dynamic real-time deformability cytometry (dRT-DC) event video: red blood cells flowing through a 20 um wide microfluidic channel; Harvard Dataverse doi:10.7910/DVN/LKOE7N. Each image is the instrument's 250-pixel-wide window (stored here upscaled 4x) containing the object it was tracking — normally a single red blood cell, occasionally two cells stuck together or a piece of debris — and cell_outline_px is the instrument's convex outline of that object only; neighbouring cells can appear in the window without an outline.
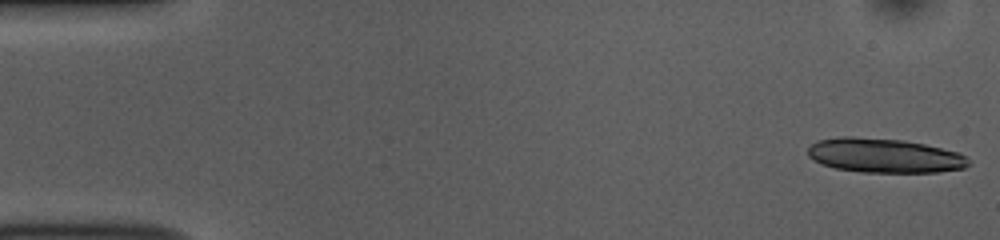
{"species": "common noctule bat (a hibernating species)", "species_latin": "Nyctalus noctula", "temperature_condition": "room temperature", "stored_images_in_passage": 51, "camera_frame_rate_fps": 3000, "um_per_image_px": 0.085, "animal": {"sex": "female", "body_mass_g": 10.0, "forearm_length_mm": 53.1}, "frame": {"image": 1, "passage_image": 1, "time_ms": 0.0, "image_size_px": [1000, 240], "cell_outline_px": [[972, 164], [964, 168], [936, 172], [860, 172], [836, 168], [820, 164], [808, 156], [808, 148], [816, 140], [844, 136], [852, 136], [904, 140], [924, 144], [960, 152]], "centroid_in_image_um": [75.16, 13.22], "position_along_channel_um": 9.8, "area_um2": 32.31}}
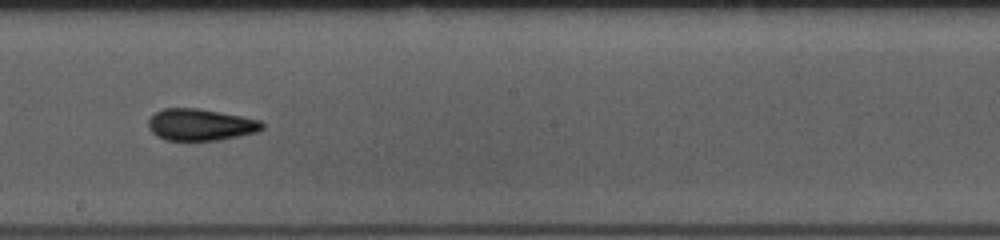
{"frame": {"image": 2, "passage_image": 29, "time_ms": 9.333, "image_size_px": [1000, 240], "cell_outline_px": [[264, 128], [256, 132], [240, 136], [220, 140], [164, 140], [156, 136], [148, 128], [148, 120], [156, 112], [164, 108], [196, 108], [220, 112], [260, 120], [264, 124]], "centroid_in_image_um": [17.03, 10.61], "position_along_channel_um": 231.2, "area_um2": 21.04}}
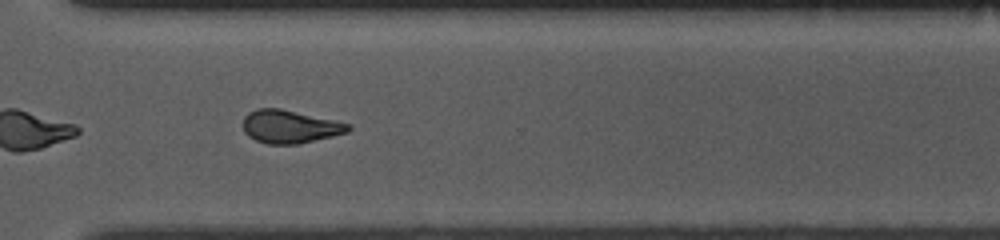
{"frame": {"image": 3, "passage_image": 38, "time_ms": 12.333, "image_size_px": [1000, 240], "cell_outline_px": [[352, 128], [348, 132], [332, 136], [296, 144], [268, 144], [256, 140], [248, 136], [244, 132], [244, 116], [248, 112], [256, 108], [280, 108], [336, 120], [352, 124]], "centroid_in_image_um": [24.65, 10.75], "position_along_channel_um": 346.0, "area_um2": 20.35}}